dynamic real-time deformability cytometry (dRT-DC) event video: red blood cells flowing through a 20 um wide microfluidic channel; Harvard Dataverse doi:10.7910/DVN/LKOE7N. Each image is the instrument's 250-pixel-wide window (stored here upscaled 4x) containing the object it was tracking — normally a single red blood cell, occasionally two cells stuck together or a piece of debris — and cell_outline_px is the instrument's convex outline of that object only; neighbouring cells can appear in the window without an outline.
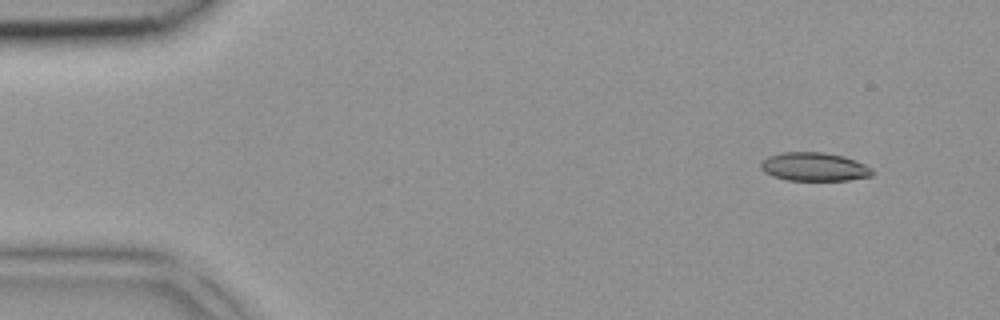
{"species": "common noctule bat (a hibernating species)", "species_latin": "Nyctalus noctula", "temperature_condition": "room temperature", "stored_images_in_passage": 3, "camera_frame_rate_fps": 3000, "um_per_image_px": 0.085, "animal": {"sex": "female", "body_mass_g": 18.4}, "frame": {"image": 1, "passage_image": 1, "time_ms": 0.0, "image_size_px": [1000, 320], "cell_outline_px": [[872, 176], [848, 180], [788, 180], [772, 176], [764, 172], [760, 168], [760, 160], [768, 156], [780, 152], [824, 152], [844, 156], [856, 160], [872, 168]], "centroid_in_image_um": [69.17, 14.17], "position_along_channel_um": 15.8, "area_um2": 18.73}}
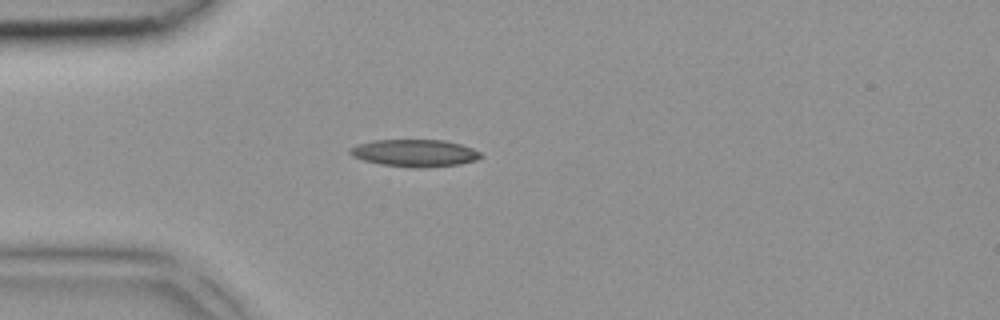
{"frame": {"image": 2, "passage_image": 3, "time_ms": 0.667, "image_size_px": [1000, 320], "cell_outline_px": [[480, 156], [476, 160], [460, 164], [424, 168], [412, 168], [380, 164], [364, 160], [352, 156], [348, 152], [348, 148], [356, 144], [372, 140], [444, 140], [460, 144], [472, 148], [480, 152]], "centroid_in_image_um": [35.2, 13.01], "position_along_channel_um": 49.8, "area_um2": 20.87}}